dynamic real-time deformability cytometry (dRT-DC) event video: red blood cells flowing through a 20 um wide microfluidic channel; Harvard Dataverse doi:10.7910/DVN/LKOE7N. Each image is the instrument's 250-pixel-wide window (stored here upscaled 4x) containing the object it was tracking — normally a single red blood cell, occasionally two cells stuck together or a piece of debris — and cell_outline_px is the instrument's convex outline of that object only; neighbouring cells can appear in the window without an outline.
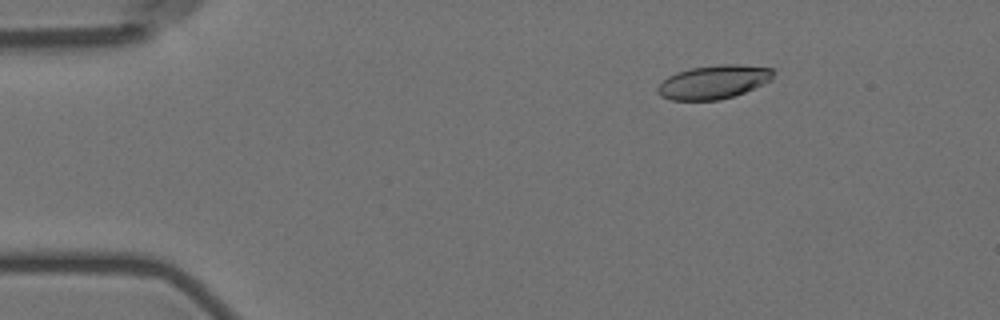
{"species": "Egyptian fruit bat (a non-hibernating species)", "species_latin": "Rousettus aegyptiacus", "temperature_condition": "room temperature", "stored_images_in_passage": 5, "camera_frame_rate_fps": 3000, "um_per_image_px": 0.085, "animal": {"sex": "female"}, "frame": {"image": 1, "passage_image": 3, "time_ms": 2.333, "image_size_px": [1000, 320], "cell_outline_px": [[776, 72], [772, 80], [764, 84], [744, 92], [720, 100], [672, 100], [660, 96], [656, 92], [656, 88], [668, 76], [676, 72], [692, 68], [720, 64], [740, 64], [772, 68]], "centroid_in_image_um": [60.68, 6.96], "position_along_channel_um": 24.3, "area_um2": 22.83}}